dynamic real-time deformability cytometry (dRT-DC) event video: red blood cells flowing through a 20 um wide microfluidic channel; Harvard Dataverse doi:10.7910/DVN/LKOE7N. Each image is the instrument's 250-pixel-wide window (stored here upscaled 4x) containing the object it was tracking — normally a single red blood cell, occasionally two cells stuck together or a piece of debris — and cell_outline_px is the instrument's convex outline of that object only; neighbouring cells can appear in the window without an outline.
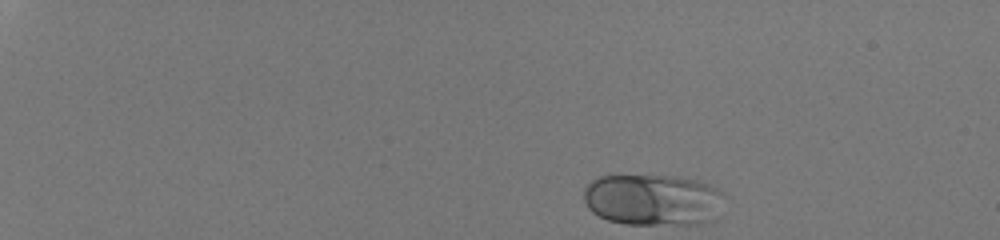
{"species": "human", "species_latin": "Homo sapiens", "temperature_condition": "room temperature", "stored_images_in_passage": 39, "camera_frame_rate_fps": 3000, "um_per_image_px": 0.085, "donor": {"sex": "male"}, "frame": {"image": 1, "passage_image": 1, "time_ms": 0.0, "image_size_px": [1000, 240], "cell_outline_px": [[728, 196], [716, 220], [696, 224], [624, 224], [608, 220], [592, 212], [588, 208], [584, 200], [584, 188], [592, 180], [600, 176], [672, 176], [696, 180], [708, 184], [724, 192]], "centroid_in_image_um": [55.57, 17.0], "position_along_channel_um": 29.4, "area_um2": 42.77}}
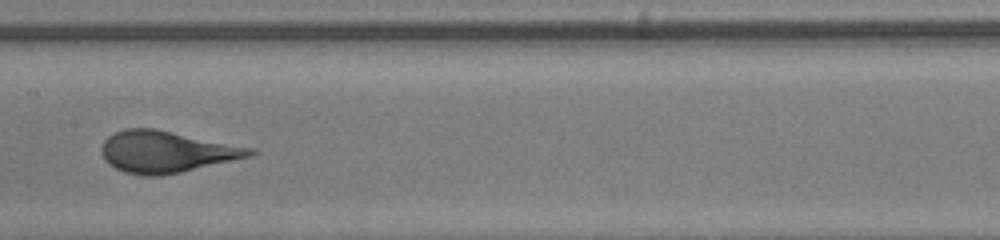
{"frame": {"image": 2, "passage_image": 23, "time_ms": 7.333, "image_size_px": [1000, 240], "cell_outline_px": [[260, 152], [252, 156], [180, 172], [160, 176], [144, 176], [124, 172], [108, 164], [104, 160], [100, 152], [100, 148], [104, 140], [108, 136], [124, 128], [152, 128], [256, 148]], "centroid_in_image_um": [14.14, 12.9], "position_along_channel_um": 193.3, "area_um2": 36.13}}
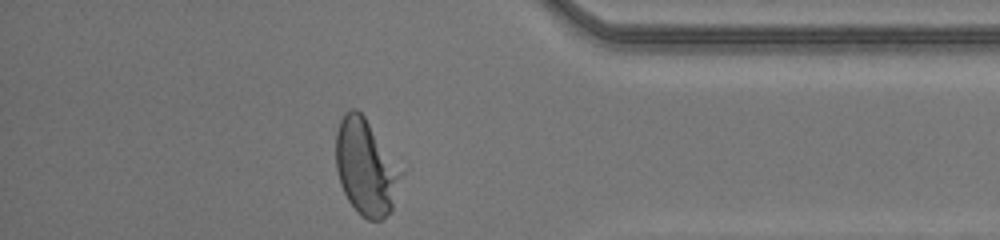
{"frame": {"image": 3, "passage_image": 39, "time_ms": 12.667, "image_size_px": [1000, 240], "cell_outline_px": [[400, 172], [392, 208], [380, 220], [368, 220], [360, 216], [356, 212], [348, 200], [340, 184], [336, 168], [336, 132], [340, 120], [344, 112], [348, 108], [356, 108], [364, 116]], "centroid_in_image_um": [31.0, 14.21], "position_along_channel_um": 404.2, "area_um2": 35.14}}